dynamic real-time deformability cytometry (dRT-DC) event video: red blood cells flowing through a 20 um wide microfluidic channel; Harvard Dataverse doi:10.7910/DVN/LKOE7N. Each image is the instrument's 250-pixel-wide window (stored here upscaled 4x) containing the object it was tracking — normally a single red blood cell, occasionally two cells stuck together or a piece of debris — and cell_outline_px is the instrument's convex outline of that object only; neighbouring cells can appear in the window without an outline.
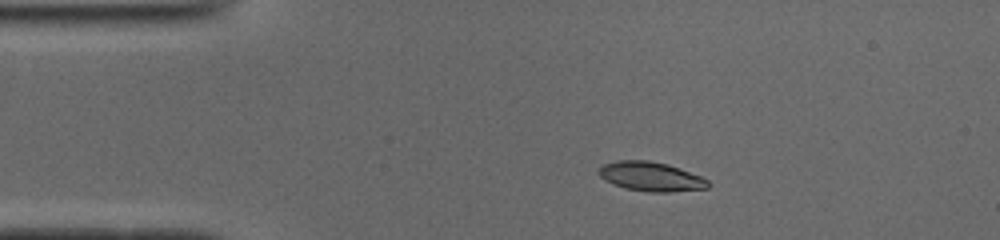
{"species": "common noctule bat (a hibernating species)", "species_latin": "Nyctalus noctula", "temperature_condition": "cold", "stored_images_in_passage": 43, "camera_frame_rate_fps": 3000, "um_per_image_px": 0.085, "animal": {"sex": "male", "body_mass_g": 19.0, "forearm_length_mm": 50.8}, "frame": {"image": 1, "passage_image": 1, "time_ms": 0.0, "image_size_px": [1000, 240], "cell_outline_px": [[712, 184], [708, 188], [672, 192], [648, 192], [624, 188], [612, 184], [604, 180], [596, 172], [604, 164], [616, 160], [648, 160], [668, 164], [680, 168], [700, 176], [708, 180]], "centroid_in_image_um": [55.32, 15.01], "position_along_channel_um": 29.7, "area_um2": 18.9}}
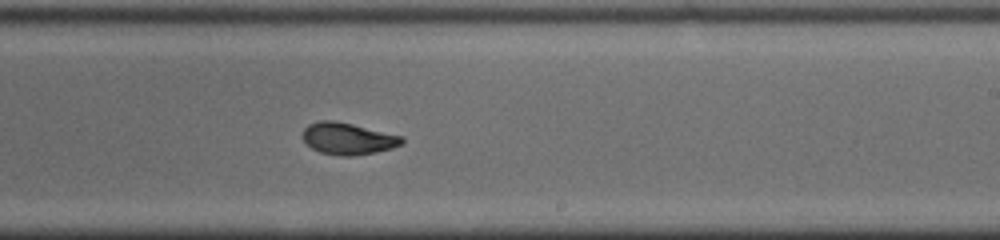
{"frame": {"image": 2, "passage_image": 22, "time_ms": 7.0, "image_size_px": [1000, 240], "cell_outline_px": [[404, 144], [392, 148], [376, 152], [352, 156], [336, 156], [320, 152], [312, 148], [300, 136], [304, 128], [308, 124], [320, 120], [332, 120], [352, 124], [404, 136]], "centroid_in_image_um": [29.57, 11.78], "position_along_channel_um": 259.4, "area_um2": 18.61}}
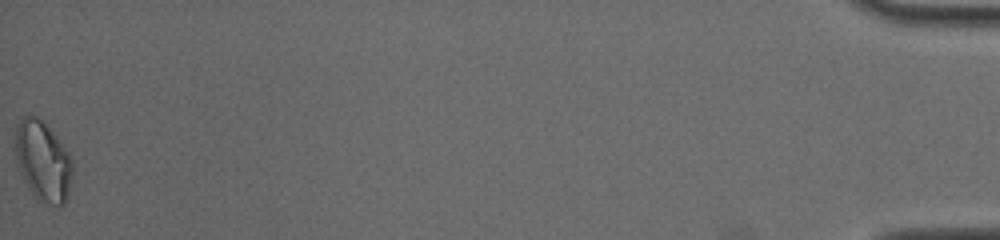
{"frame": {"image": 3, "passage_image": 43, "time_ms": 14.0, "image_size_px": [1000, 240], "cell_outline_px": [[76, 168], [68, 196], [64, 204], [60, 208], [44, 204], [28, 188], [16, 164], [16, 128], [20, 116], [36, 116], [44, 120], [68, 152]], "centroid_in_image_um": [3.7, 13.72], "position_along_channel_um": 431.5, "area_um2": 27.4}, "authors_computed_cell_mechanics": {"area_um2": 18.7272, "velocity_mm_per_s": 3.9276, "shape_relaxation_time_tau1_ms": null, "shape_relaxation_time_tau2_ms": 1.4425, "deformation_change_tau1": null, "deformation_change_tau2": 0.0629}}